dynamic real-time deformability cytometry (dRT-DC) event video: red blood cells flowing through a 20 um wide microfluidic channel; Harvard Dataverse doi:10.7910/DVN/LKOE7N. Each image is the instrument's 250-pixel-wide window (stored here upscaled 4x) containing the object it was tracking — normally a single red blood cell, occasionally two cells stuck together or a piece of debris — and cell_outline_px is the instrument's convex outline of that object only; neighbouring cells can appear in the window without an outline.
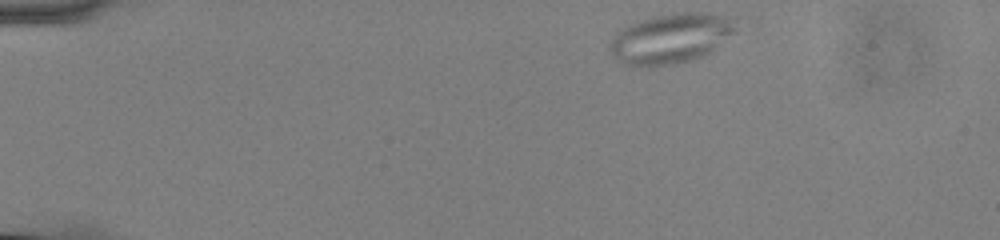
{"species": "common noctule bat (a hibernating species)", "species_latin": "Nyctalus noctula", "temperature_condition": "cold", "stored_images_in_passage": 48, "camera_frame_rate_fps": 3000, "um_per_image_px": 0.085, "animal": {"sex": "male", "body_mass_g": 13.0, "forearm_length_mm": 53.1}, "frame": {"image": 1, "passage_image": 1, "time_ms": 0.0, "image_size_px": [1000, 240], "cell_outline_px": [[756, 28], [692, 60], [676, 64], [652, 68], [632, 68], [616, 60], [612, 56], [608, 48], [608, 44], [616, 32], [628, 24], [652, 16], [676, 12], [712, 12], [736, 16], [756, 20]], "centroid_in_image_um": [57.4, 3.21], "position_along_channel_um": 27.6, "area_um2": 40.69}}
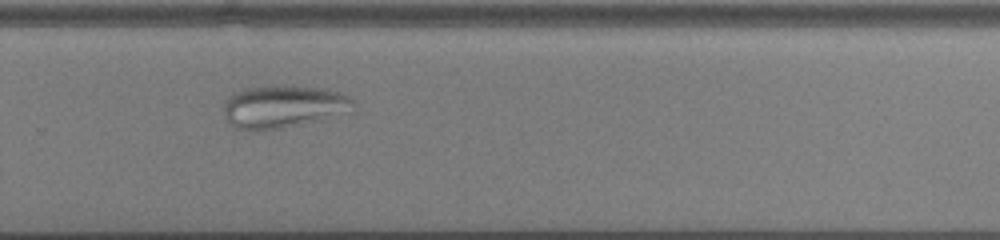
{"frame": {"image": 2, "passage_image": 31, "time_ms": 10.0, "image_size_px": [1000, 240], "cell_outline_px": [[356, 112], [284, 128], [236, 128], [228, 124], [224, 116], [224, 100], [228, 96], [244, 88], [272, 84], [316, 88], [336, 92], [348, 96], [356, 104]], "centroid_in_image_um": [24.12, 9.04], "position_along_channel_um": 305.7, "area_um2": 32.43}}
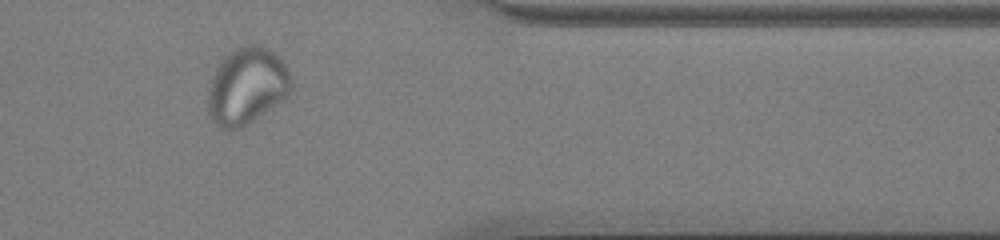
{"frame": {"image": 3, "passage_image": 39, "time_ms": 12.667, "image_size_px": [1000, 240], "cell_outline_px": [[292, 88], [280, 100], [240, 128], [228, 132], [224, 132], [212, 120], [208, 112], [208, 88], [212, 76], [220, 60], [236, 48], [248, 44], [260, 44], [268, 48], [280, 56], [292, 80]], "centroid_in_image_um": [20.94, 7.3], "position_along_channel_um": 390.5, "area_um2": 37.05}}